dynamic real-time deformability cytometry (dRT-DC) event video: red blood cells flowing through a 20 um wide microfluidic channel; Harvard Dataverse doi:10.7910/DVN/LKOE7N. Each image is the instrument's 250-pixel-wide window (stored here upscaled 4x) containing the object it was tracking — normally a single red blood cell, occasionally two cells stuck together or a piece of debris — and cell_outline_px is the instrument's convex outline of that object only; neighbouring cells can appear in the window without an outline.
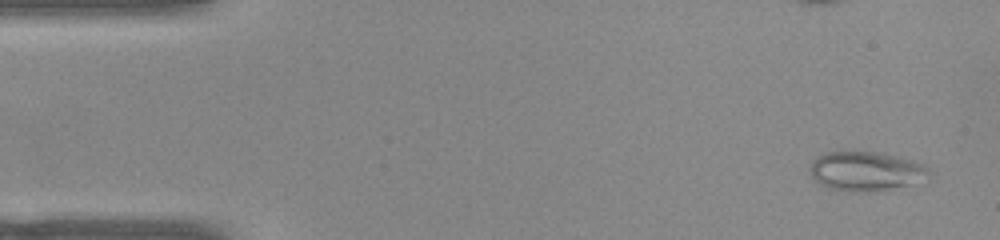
{"species": "common noctule bat (a hibernating species)", "species_latin": "Nyctalus noctula", "temperature_condition": "warm", "stored_images_in_passage": 18, "camera_frame_rate_fps": 3000, "um_per_image_px": 0.085, "animal": {"sex": "female", "body_mass_g": 22.0, "forearm_length_mm": 56.7}, "frame": {"image": 1, "passage_image": 3, "time_ms": 0.667, "image_size_px": [1000, 240], "cell_outline_px": [[932, 176], [928, 184], [884, 192], [848, 192], [828, 188], [820, 184], [808, 172], [808, 168], [812, 160], [828, 152], [884, 152], [912, 160], [928, 168]], "centroid_in_image_um": [73.75, 14.61], "position_along_channel_um": 11.2, "area_um2": 28.78}}